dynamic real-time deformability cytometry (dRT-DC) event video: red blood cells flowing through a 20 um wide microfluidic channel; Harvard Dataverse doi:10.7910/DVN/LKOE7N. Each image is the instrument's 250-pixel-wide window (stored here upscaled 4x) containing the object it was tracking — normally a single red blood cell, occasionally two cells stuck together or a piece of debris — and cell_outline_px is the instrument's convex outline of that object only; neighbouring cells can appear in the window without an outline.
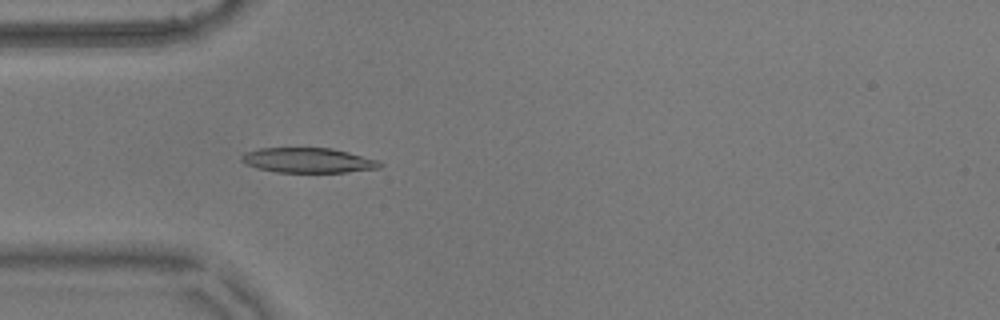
{"species": "common noctule bat (a hibernating species)", "species_latin": "Nyctalus noctula", "temperature_condition": "warm", "stored_images_in_passage": 55, "camera_frame_rate_fps": 3000, "um_per_image_px": 0.085, "animal": {"sex": "male", "body_mass_g": 17.9}, "frame": {"image": 1, "passage_image": 16, "time_ms": 5.0, "image_size_px": [1000, 320], "cell_outline_px": [[384, 164], [380, 168], [348, 172], [276, 172], [260, 168], [248, 164], [240, 160], [240, 156], [244, 152], [260, 148], [332, 148], [348, 152], [376, 160]], "centroid_in_image_um": [26.19, 13.62], "position_along_channel_um": 58.8, "area_um2": 19.94}}
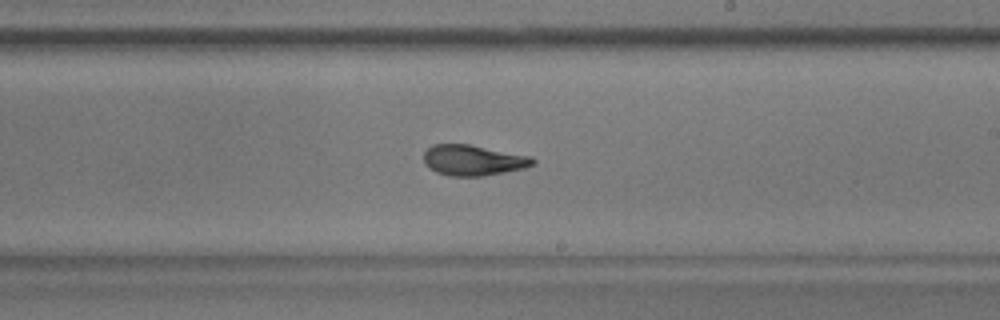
{"frame": {"image": 2, "passage_image": 32, "time_ms": 10.333, "image_size_px": [1000, 320], "cell_outline_px": [[536, 164], [524, 168], [484, 176], [448, 176], [436, 172], [428, 168], [424, 160], [424, 152], [432, 144], [468, 144], [532, 156], [536, 160]], "centroid_in_image_um": [40.23, 13.62], "position_along_channel_um": 248.8, "area_um2": 19.59}}
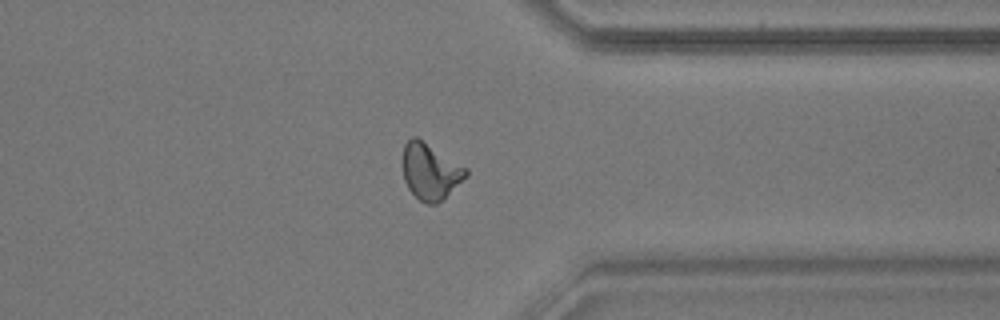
{"frame": {"image": 3, "passage_image": 43, "time_ms": 14.0, "image_size_px": [1000, 320], "cell_outline_px": [[468, 176], [436, 204], [428, 204], [420, 200], [408, 188], [404, 180], [400, 164], [400, 160], [404, 144], [412, 136], [416, 136], [468, 168]], "centroid_in_image_um": [36.53, 14.53], "position_along_channel_um": 374.9, "area_um2": 20.98}, "authors_computed_cell_mechanics": {"area_um2": 19.7676, "velocity_mm_per_s": 3.5852, "shape_relaxation_time_tau1_ms": 5.7903, "shape_relaxation_time_tau2_ms": 1.7237, "deformation_change_tau1": 0.1916, "deformation_change_tau2": 0.0827}}